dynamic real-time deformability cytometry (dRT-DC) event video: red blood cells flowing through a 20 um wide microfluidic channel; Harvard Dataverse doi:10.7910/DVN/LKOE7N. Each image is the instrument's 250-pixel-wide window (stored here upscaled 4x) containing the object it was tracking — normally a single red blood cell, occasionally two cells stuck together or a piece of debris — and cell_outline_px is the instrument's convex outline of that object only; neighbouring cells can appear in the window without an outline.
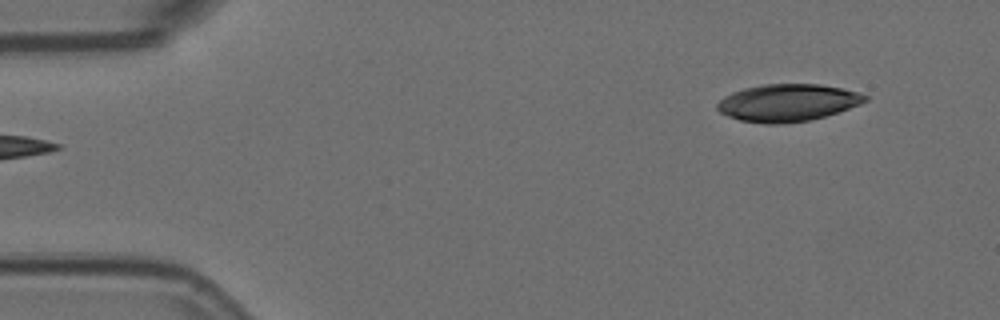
{"species": "Egyptian fruit bat (a non-hibernating species)", "species_latin": "Rousettus aegyptiacus", "temperature_condition": "room temperature", "stored_images_in_passage": 3, "segment_of_instrument_passage": [2, 2], "camera_frame_rate_fps": 3000, "um_per_image_px": 0.085, "animal": {"sex": "female"}, "frame": {"image": 1, "passage_image": 3, "time_ms": 0.667, "image_size_px": [1000, 320], "cell_outline_px": [[868, 100], [860, 104], [824, 116], [808, 120], [780, 124], [764, 124], [740, 120], [728, 116], [720, 112], [716, 108], [716, 104], [724, 96], [732, 92], [744, 88], [764, 84], [820, 84], [840, 88], [856, 92], [868, 96]], "centroid_in_image_um": [66.9, 8.73], "position_along_channel_um": 18.1, "area_um2": 31.91}}